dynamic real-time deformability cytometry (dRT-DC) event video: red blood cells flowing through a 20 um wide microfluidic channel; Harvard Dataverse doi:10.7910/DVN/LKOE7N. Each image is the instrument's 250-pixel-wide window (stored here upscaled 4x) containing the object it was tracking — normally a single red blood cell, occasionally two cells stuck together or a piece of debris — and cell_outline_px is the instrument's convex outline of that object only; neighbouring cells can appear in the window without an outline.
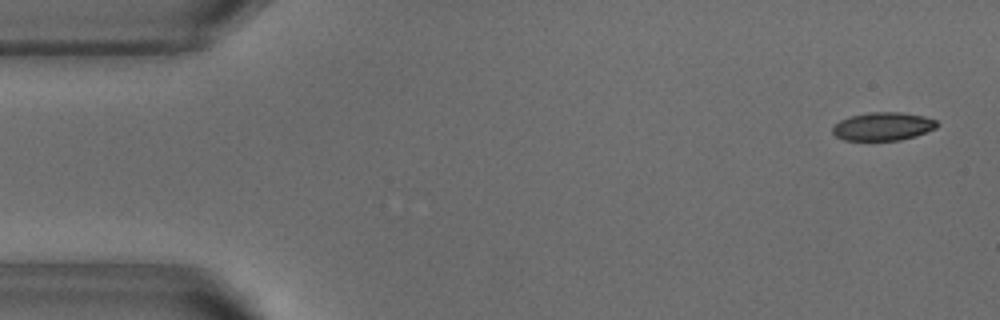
{"species": "common noctule bat (a hibernating species)", "species_latin": "Nyctalus noctula", "temperature_condition": "warm", "stored_images_in_passage": 51, "camera_frame_rate_fps": 3000, "um_per_image_px": 0.085, "animal": {"sex": "male", "body_mass_g": 18.8}, "frame": {"image": 1, "passage_image": 2, "time_ms": 0.333, "image_size_px": [1000, 320], "cell_outline_px": [[940, 124], [936, 128], [916, 136], [900, 140], [844, 140], [836, 136], [832, 132], [832, 128], [840, 120], [852, 116], [868, 112], [900, 112], [924, 116], [936, 120]], "centroid_in_image_um": [75.08, 10.74], "position_along_channel_um": 9.9, "area_um2": 17.17}}
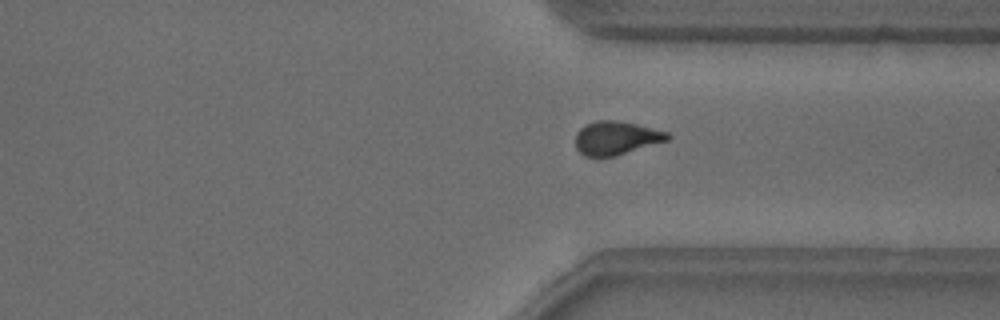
{"frame": {"image": 2, "passage_image": 38, "time_ms": 12.333, "image_size_px": [1000, 320], "cell_outline_px": [[672, 136], [668, 140], [616, 156], [584, 156], [576, 148], [576, 132], [584, 124], [596, 120], [616, 120], [636, 124], [668, 132]], "centroid_in_image_um": [52.36, 11.72], "position_along_channel_um": 359.0, "area_um2": 18.03}}
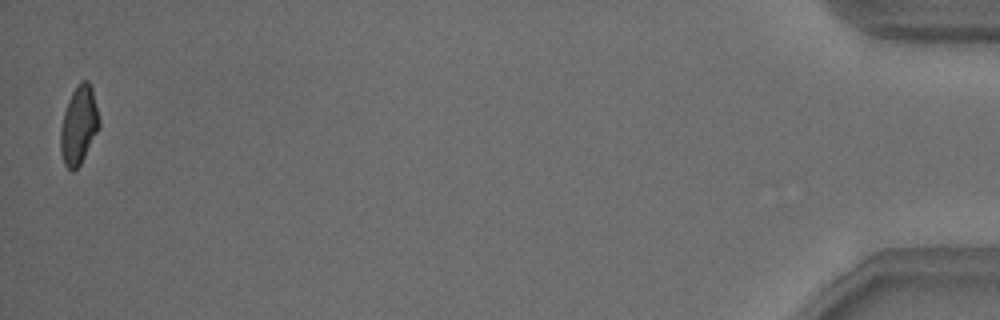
{"frame": {"image": 3, "passage_image": 51, "time_ms": 16.667, "image_size_px": [1000, 320], "cell_outline_px": [[100, 128], [80, 164], [72, 172], [64, 164], [60, 152], [60, 132], [64, 112], [68, 100], [72, 92], [80, 80], [88, 80], [92, 88], [100, 120]], "centroid_in_image_um": [6.7, 10.64], "position_along_channel_um": 428.5, "area_um2": 17.69}, "authors_computed_cell_mechanics": {"area_um2": 18.1492, "velocity_mm_per_s": 3.8533, "shape_relaxation_time_tau1_ms": 2.8494, "shape_relaxation_time_tau2_ms": 1.5815, "deformation_change_tau1": 0.128, "deformation_change_tau2": 0.0888}}